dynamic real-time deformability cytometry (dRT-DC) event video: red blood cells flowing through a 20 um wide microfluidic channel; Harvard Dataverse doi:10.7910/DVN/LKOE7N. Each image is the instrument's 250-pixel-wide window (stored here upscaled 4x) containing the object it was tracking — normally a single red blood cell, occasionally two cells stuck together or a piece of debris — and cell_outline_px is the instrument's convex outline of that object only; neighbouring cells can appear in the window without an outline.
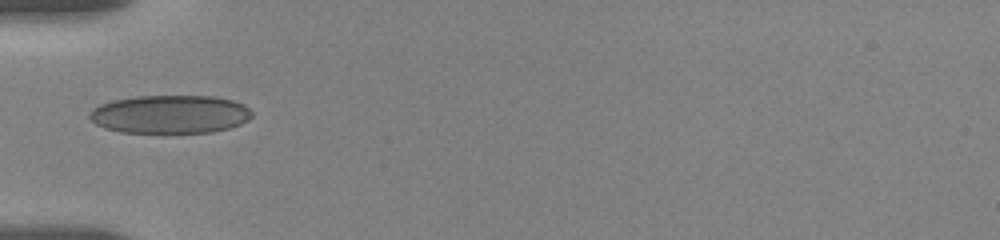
{"species": "human", "species_latin": "Homo sapiens", "temperature_condition": "room temperature", "stored_images_in_passage": 37, "camera_frame_rate_fps": 3000, "um_per_image_px": 0.085, "donor": {"sex": "female"}, "frame": {"image": 1, "passage_image": 1, "time_ms": 0.0, "image_size_px": [1000, 240], "cell_outline_px": [[252, 116], [248, 120], [240, 124], [228, 128], [212, 132], [120, 132], [104, 128], [96, 124], [88, 116], [92, 108], [100, 104], [112, 100], [136, 96], [212, 96], [232, 100], [244, 104], [252, 112]], "centroid_in_image_um": [14.44, 9.7], "position_along_channel_um": 70.6, "area_um2": 36.24}}
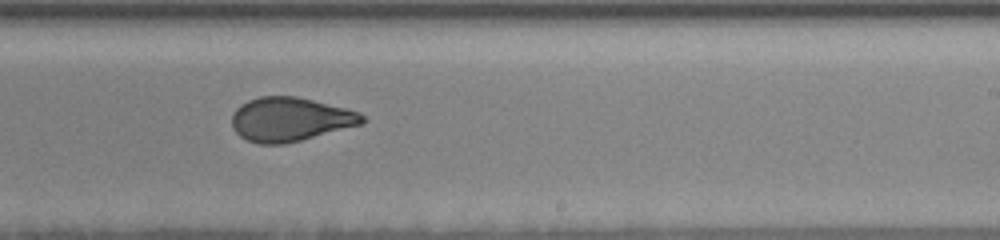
{"frame": {"image": 2, "passage_image": 17, "time_ms": 5.333, "image_size_px": [1000, 240], "cell_outline_px": [[368, 120], [364, 124], [284, 144], [256, 144], [240, 136], [232, 128], [232, 112], [240, 104], [248, 100], [260, 96], [296, 96], [360, 112]], "centroid_in_image_um": [24.66, 10.14], "position_along_channel_um": 264.3, "area_um2": 33.52}}
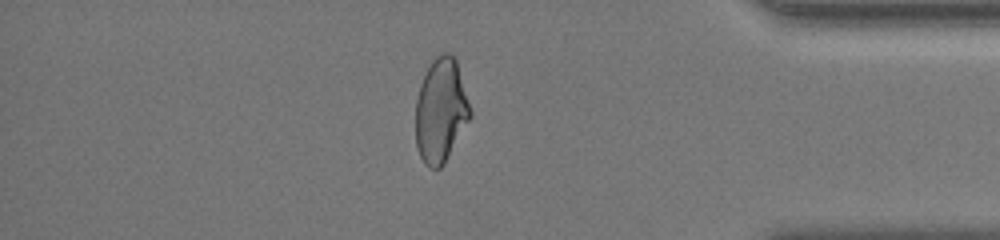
{"frame": {"image": 3, "passage_image": 30, "time_ms": 9.667, "image_size_px": [1000, 240], "cell_outline_px": [[472, 116], [444, 164], [440, 168], [428, 168], [424, 164], [416, 148], [416, 100], [420, 84], [432, 60], [436, 56], [444, 52], [448, 52], [456, 56], [472, 112]], "centroid_in_image_um": [37.48, 9.39], "position_along_channel_um": 397.7, "area_um2": 33.47}, "authors_computed_cell_mechanics": {"area_um2": 33.8708, "velocity_mm_per_s": 3.6263, "shape_relaxation_time_tau1_ms": 8.7064, "shape_relaxation_time_tau2_ms": 1.037, "deformation_change_tau1": 0.1894, "deformation_change_tau2": 0.0704}}